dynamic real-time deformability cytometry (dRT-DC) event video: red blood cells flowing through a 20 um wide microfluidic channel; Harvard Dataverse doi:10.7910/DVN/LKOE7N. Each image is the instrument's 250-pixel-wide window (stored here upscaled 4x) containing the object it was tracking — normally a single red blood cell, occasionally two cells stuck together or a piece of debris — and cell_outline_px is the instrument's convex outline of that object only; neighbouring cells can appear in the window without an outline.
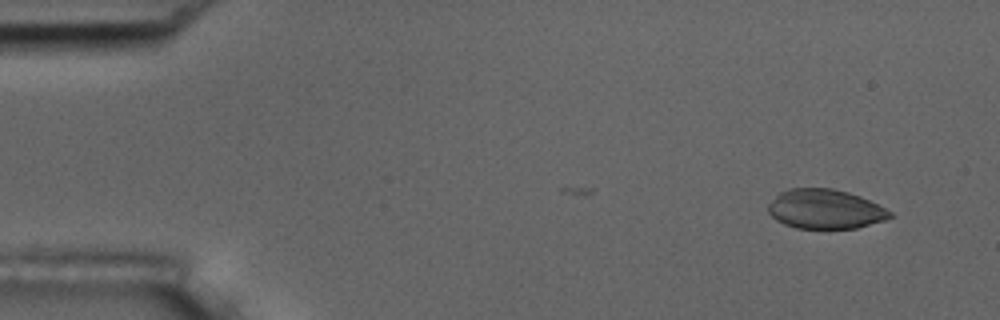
{"species": "common noctule bat (a hibernating species)", "species_latin": "Nyctalus noctula", "temperature_condition": "room temperature", "stored_images_in_passage": 4, "camera_frame_rate_fps": 3000, "um_per_image_px": 0.085, "animal": {"sex": "male", "body_mass_g": 17.5, "forearm_length_mm": 52.3}, "frame": {"image": 1, "passage_image": 4, "time_ms": 1.0, "image_size_px": [1000, 320], "cell_outline_px": [[892, 216], [888, 220], [856, 228], [796, 228], [784, 224], [776, 220], [768, 212], [768, 204], [780, 192], [788, 188], [832, 188], [848, 192], [860, 196], [892, 212]], "centroid_in_image_um": [70.14, 17.77], "position_along_channel_um": 14.9, "area_um2": 27.98}}